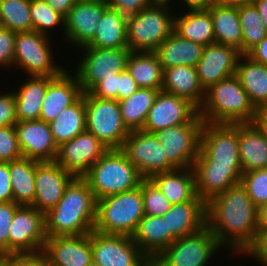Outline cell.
I'll use <instances>...</instances> for the list:
<instances>
[{
    "label": "cell",
    "mask_w": 267,
    "mask_h": 266,
    "mask_svg": "<svg viewBox=\"0 0 267 266\" xmlns=\"http://www.w3.org/2000/svg\"><path fill=\"white\" fill-rule=\"evenodd\" d=\"M173 32L183 39L207 46L215 43L213 20L206 10H186L174 16Z\"/></svg>",
    "instance_id": "obj_33"
},
{
    "label": "cell",
    "mask_w": 267,
    "mask_h": 266,
    "mask_svg": "<svg viewBox=\"0 0 267 266\" xmlns=\"http://www.w3.org/2000/svg\"><path fill=\"white\" fill-rule=\"evenodd\" d=\"M86 130L108 149H121L129 130L123 123L117 100L102 99L85 93Z\"/></svg>",
    "instance_id": "obj_9"
},
{
    "label": "cell",
    "mask_w": 267,
    "mask_h": 266,
    "mask_svg": "<svg viewBox=\"0 0 267 266\" xmlns=\"http://www.w3.org/2000/svg\"><path fill=\"white\" fill-rule=\"evenodd\" d=\"M15 202H0V256L9 255L10 225L16 209Z\"/></svg>",
    "instance_id": "obj_46"
},
{
    "label": "cell",
    "mask_w": 267,
    "mask_h": 266,
    "mask_svg": "<svg viewBox=\"0 0 267 266\" xmlns=\"http://www.w3.org/2000/svg\"><path fill=\"white\" fill-rule=\"evenodd\" d=\"M194 163H213V166L221 167H241L239 123L204 122L200 135V150Z\"/></svg>",
    "instance_id": "obj_7"
},
{
    "label": "cell",
    "mask_w": 267,
    "mask_h": 266,
    "mask_svg": "<svg viewBox=\"0 0 267 266\" xmlns=\"http://www.w3.org/2000/svg\"><path fill=\"white\" fill-rule=\"evenodd\" d=\"M54 77L29 76L13 91L16 103V117L18 121L39 120L42 100L47 90L48 83Z\"/></svg>",
    "instance_id": "obj_29"
},
{
    "label": "cell",
    "mask_w": 267,
    "mask_h": 266,
    "mask_svg": "<svg viewBox=\"0 0 267 266\" xmlns=\"http://www.w3.org/2000/svg\"><path fill=\"white\" fill-rule=\"evenodd\" d=\"M23 158L55 161L58 146L55 144L49 123L42 120L18 121L14 125Z\"/></svg>",
    "instance_id": "obj_21"
},
{
    "label": "cell",
    "mask_w": 267,
    "mask_h": 266,
    "mask_svg": "<svg viewBox=\"0 0 267 266\" xmlns=\"http://www.w3.org/2000/svg\"><path fill=\"white\" fill-rule=\"evenodd\" d=\"M22 157L14 126L0 127V162H11Z\"/></svg>",
    "instance_id": "obj_45"
},
{
    "label": "cell",
    "mask_w": 267,
    "mask_h": 266,
    "mask_svg": "<svg viewBox=\"0 0 267 266\" xmlns=\"http://www.w3.org/2000/svg\"><path fill=\"white\" fill-rule=\"evenodd\" d=\"M97 200L83 177H74L61 200L45 214V233L52 236L89 234L96 222Z\"/></svg>",
    "instance_id": "obj_2"
},
{
    "label": "cell",
    "mask_w": 267,
    "mask_h": 266,
    "mask_svg": "<svg viewBox=\"0 0 267 266\" xmlns=\"http://www.w3.org/2000/svg\"><path fill=\"white\" fill-rule=\"evenodd\" d=\"M108 7L117 10L125 15L138 13L150 6L149 0H105Z\"/></svg>",
    "instance_id": "obj_51"
},
{
    "label": "cell",
    "mask_w": 267,
    "mask_h": 266,
    "mask_svg": "<svg viewBox=\"0 0 267 266\" xmlns=\"http://www.w3.org/2000/svg\"><path fill=\"white\" fill-rule=\"evenodd\" d=\"M256 0H215L216 3L231 6L253 4Z\"/></svg>",
    "instance_id": "obj_61"
},
{
    "label": "cell",
    "mask_w": 267,
    "mask_h": 266,
    "mask_svg": "<svg viewBox=\"0 0 267 266\" xmlns=\"http://www.w3.org/2000/svg\"><path fill=\"white\" fill-rule=\"evenodd\" d=\"M235 75L256 109L267 106V65L241 55Z\"/></svg>",
    "instance_id": "obj_32"
},
{
    "label": "cell",
    "mask_w": 267,
    "mask_h": 266,
    "mask_svg": "<svg viewBox=\"0 0 267 266\" xmlns=\"http://www.w3.org/2000/svg\"><path fill=\"white\" fill-rule=\"evenodd\" d=\"M162 91L188 100L198 110L203 105L206 93L200 84L196 68L182 65L163 69Z\"/></svg>",
    "instance_id": "obj_27"
},
{
    "label": "cell",
    "mask_w": 267,
    "mask_h": 266,
    "mask_svg": "<svg viewBox=\"0 0 267 266\" xmlns=\"http://www.w3.org/2000/svg\"><path fill=\"white\" fill-rule=\"evenodd\" d=\"M73 178L56 161L39 162L35 175V200L31 206L46 214L61 200L66 186Z\"/></svg>",
    "instance_id": "obj_20"
},
{
    "label": "cell",
    "mask_w": 267,
    "mask_h": 266,
    "mask_svg": "<svg viewBox=\"0 0 267 266\" xmlns=\"http://www.w3.org/2000/svg\"><path fill=\"white\" fill-rule=\"evenodd\" d=\"M246 255L255 258L261 266H267V227L259 228L256 241Z\"/></svg>",
    "instance_id": "obj_50"
},
{
    "label": "cell",
    "mask_w": 267,
    "mask_h": 266,
    "mask_svg": "<svg viewBox=\"0 0 267 266\" xmlns=\"http://www.w3.org/2000/svg\"><path fill=\"white\" fill-rule=\"evenodd\" d=\"M199 110L188 100L159 91L142 131L155 133L168 127L189 123Z\"/></svg>",
    "instance_id": "obj_18"
},
{
    "label": "cell",
    "mask_w": 267,
    "mask_h": 266,
    "mask_svg": "<svg viewBox=\"0 0 267 266\" xmlns=\"http://www.w3.org/2000/svg\"><path fill=\"white\" fill-rule=\"evenodd\" d=\"M254 122L261 129L267 139V106L257 109Z\"/></svg>",
    "instance_id": "obj_58"
},
{
    "label": "cell",
    "mask_w": 267,
    "mask_h": 266,
    "mask_svg": "<svg viewBox=\"0 0 267 266\" xmlns=\"http://www.w3.org/2000/svg\"><path fill=\"white\" fill-rule=\"evenodd\" d=\"M39 162L23 157L9 162L13 202L16 204L31 206L34 203L36 166Z\"/></svg>",
    "instance_id": "obj_37"
},
{
    "label": "cell",
    "mask_w": 267,
    "mask_h": 266,
    "mask_svg": "<svg viewBox=\"0 0 267 266\" xmlns=\"http://www.w3.org/2000/svg\"><path fill=\"white\" fill-rule=\"evenodd\" d=\"M163 217L167 218L168 231L181 238L206 226V203L196 195L191 201L172 204Z\"/></svg>",
    "instance_id": "obj_26"
},
{
    "label": "cell",
    "mask_w": 267,
    "mask_h": 266,
    "mask_svg": "<svg viewBox=\"0 0 267 266\" xmlns=\"http://www.w3.org/2000/svg\"><path fill=\"white\" fill-rule=\"evenodd\" d=\"M107 8L105 0H78L64 17L65 42L76 48L86 46L93 39Z\"/></svg>",
    "instance_id": "obj_17"
},
{
    "label": "cell",
    "mask_w": 267,
    "mask_h": 266,
    "mask_svg": "<svg viewBox=\"0 0 267 266\" xmlns=\"http://www.w3.org/2000/svg\"><path fill=\"white\" fill-rule=\"evenodd\" d=\"M30 16L33 31L49 36L54 27L64 29V16L53 10L45 0H30ZM59 25V26H58ZM61 25V26H60Z\"/></svg>",
    "instance_id": "obj_42"
},
{
    "label": "cell",
    "mask_w": 267,
    "mask_h": 266,
    "mask_svg": "<svg viewBox=\"0 0 267 266\" xmlns=\"http://www.w3.org/2000/svg\"><path fill=\"white\" fill-rule=\"evenodd\" d=\"M267 29V0H256L254 3Z\"/></svg>",
    "instance_id": "obj_59"
},
{
    "label": "cell",
    "mask_w": 267,
    "mask_h": 266,
    "mask_svg": "<svg viewBox=\"0 0 267 266\" xmlns=\"http://www.w3.org/2000/svg\"><path fill=\"white\" fill-rule=\"evenodd\" d=\"M151 5L170 7L172 0H149Z\"/></svg>",
    "instance_id": "obj_63"
},
{
    "label": "cell",
    "mask_w": 267,
    "mask_h": 266,
    "mask_svg": "<svg viewBox=\"0 0 267 266\" xmlns=\"http://www.w3.org/2000/svg\"><path fill=\"white\" fill-rule=\"evenodd\" d=\"M17 32L10 29H0V68L13 66L14 44Z\"/></svg>",
    "instance_id": "obj_47"
},
{
    "label": "cell",
    "mask_w": 267,
    "mask_h": 266,
    "mask_svg": "<svg viewBox=\"0 0 267 266\" xmlns=\"http://www.w3.org/2000/svg\"><path fill=\"white\" fill-rule=\"evenodd\" d=\"M131 237L151 262L177 239L168 231L167 218L151 215H144Z\"/></svg>",
    "instance_id": "obj_25"
},
{
    "label": "cell",
    "mask_w": 267,
    "mask_h": 266,
    "mask_svg": "<svg viewBox=\"0 0 267 266\" xmlns=\"http://www.w3.org/2000/svg\"><path fill=\"white\" fill-rule=\"evenodd\" d=\"M204 121L199 113L184 125L158 130L154 133L176 169L193 167L200 150V135Z\"/></svg>",
    "instance_id": "obj_12"
},
{
    "label": "cell",
    "mask_w": 267,
    "mask_h": 266,
    "mask_svg": "<svg viewBox=\"0 0 267 266\" xmlns=\"http://www.w3.org/2000/svg\"><path fill=\"white\" fill-rule=\"evenodd\" d=\"M42 253L50 266H88L93 261L90 233L47 237Z\"/></svg>",
    "instance_id": "obj_22"
},
{
    "label": "cell",
    "mask_w": 267,
    "mask_h": 266,
    "mask_svg": "<svg viewBox=\"0 0 267 266\" xmlns=\"http://www.w3.org/2000/svg\"><path fill=\"white\" fill-rule=\"evenodd\" d=\"M139 88L127 70L119 72L118 101L131 96Z\"/></svg>",
    "instance_id": "obj_53"
},
{
    "label": "cell",
    "mask_w": 267,
    "mask_h": 266,
    "mask_svg": "<svg viewBox=\"0 0 267 266\" xmlns=\"http://www.w3.org/2000/svg\"><path fill=\"white\" fill-rule=\"evenodd\" d=\"M69 73L71 71L65 70L48 83L39 120L46 123L52 122L62 110L74 104L82 96L83 92L77 75L74 72Z\"/></svg>",
    "instance_id": "obj_23"
},
{
    "label": "cell",
    "mask_w": 267,
    "mask_h": 266,
    "mask_svg": "<svg viewBox=\"0 0 267 266\" xmlns=\"http://www.w3.org/2000/svg\"><path fill=\"white\" fill-rule=\"evenodd\" d=\"M222 248L209 227L177 238L156 259L152 266H207Z\"/></svg>",
    "instance_id": "obj_10"
},
{
    "label": "cell",
    "mask_w": 267,
    "mask_h": 266,
    "mask_svg": "<svg viewBox=\"0 0 267 266\" xmlns=\"http://www.w3.org/2000/svg\"><path fill=\"white\" fill-rule=\"evenodd\" d=\"M0 20L3 28L14 32L33 31L30 0H0Z\"/></svg>",
    "instance_id": "obj_41"
},
{
    "label": "cell",
    "mask_w": 267,
    "mask_h": 266,
    "mask_svg": "<svg viewBox=\"0 0 267 266\" xmlns=\"http://www.w3.org/2000/svg\"><path fill=\"white\" fill-rule=\"evenodd\" d=\"M10 180L9 162H0V202L13 201Z\"/></svg>",
    "instance_id": "obj_52"
},
{
    "label": "cell",
    "mask_w": 267,
    "mask_h": 266,
    "mask_svg": "<svg viewBox=\"0 0 267 266\" xmlns=\"http://www.w3.org/2000/svg\"><path fill=\"white\" fill-rule=\"evenodd\" d=\"M242 174L267 168V139L255 122L239 123Z\"/></svg>",
    "instance_id": "obj_28"
},
{
    "label": "cell",
    "mask_w": 267,
    "mask_h": 266,
    "mask_svg": "<svg viewBox=\"0 0 267 266\" xmlns=\"http://www.w3.org/2000/svg\"><path fill=\"white\" fill-rule=\"evenodd\" d=\"M171 7L150 5L138 13L127 16V45L130 51H150L167 39L174 29ZM173 14V15H172Z\"/></svg>",
    "instance_id": "obj_6"
},
{
    "label": "cell",
    "mask_w": 267,
    "mask_h": 266,
    "mask_svg": "<svg viewBox=\"0 0 267 266\" xmlns=\"http://www.w3.org/2000/svg\"><path fill=\"white\" fill-rule=\"evenodd\" d=\"M204 47L173 32L154 52L163 69L179 65L195 67L202 57Z\"/></svg>",
    "instance_id": "obj_30"
},
{
    "label": "cell",
    "mask_w": 267,
    "mask_h": 266,
    "mask_svg": "<svg viewBox=\"0 0 267 266\" xmlns=\"http://www.w3.org/2000/svg\"><path fill=\"white\" fill-rule=\"evenodd\" d=\"M241 55L231 46L218 43L205 46L202 57L195 66L202 88L206 91L220 80L235 75Z\"/></svg>",
    "instance_id": "obj_19"
},
{
    "label": "cell",
    "mask_w": 267,
    "mask_h": 266,
    "mask_svg": "<svg viewBox=\"0 0 267 266\" xmlns=\"http://www.w3.org/2000/svg\"><path fill=\"white\" fill-rule=\"evenodd\" d=\"M127 15L107 8L100 19L93 39L86 45L95 48H128Z\"/></svg>",
    "instance_id": "obj_35"
},
{
    "label": "cell",
    "mask_w": 267,
    "mask_h": 266,
    "mask_svg": "<svg viewBox=\"0 0 267 266\" xmlns=\"http://www.w3.org/2000/svg\"><path fill=\"white\" fill-rule=\"evenodd\" d=\"M258 227H267V203L258 208Z\"/></svg>",
    "instance_id": "obj_60"
},
{
    "label": "cell",
    "mask_w": 267,
    "mask_h": 266,
    "mask_svg": "<svg viewBox=\"0 0 267 266\" xmlns=\"http://www.w3.org/2000/svg\"><path fill=\"white\" fill-rule=\"evenodd\" d=\"M4 93L0 92V127L14 126L18 122L14 93Z\"/></svg>",
    "instance_id": "obj_48"
},
{
    "label": "cell",
    "mask_w": 267,
    "mask_h": 266,
    "mask_svg": "<svg viewBox=\"0 0 267 266\" xmlns=\"http://www.w3.org/2000/svg\"><path fill=\"white\" fill-rule=\"evenodd\" d=\"M150 179L171 204L188 202L196 196L193 167L158 173Z\"/></svg>",
    "instance_id": "obj_31"
},
{
    "label": "cell",
    "mask_w": 267,
    "mask_h": 266,
    "mask_svg": "<svg viewBox=\"0 0 267 266\" xmlns=\"http://www.w3.org/2000/svg\"><path fill=\"white\" fill-rule=\"evenodd\" d=\"M238 15L242 28V55H246L267 36V29L254 4L238 6Z\"/></svg>",
    "instance_id": "obj_40"
},
{
    "label": "cell",
    "mask_w": 267,
    "mask_h": 266,
    "mask_svg": "<svg viewBox=\"0 0 267 266\" xmlns=\"http://www.w3.org/2000/svg\"><path fill=\"white\" fill-rule=\"evenodd\" d=\"M88 266H102V265L97 264V263H95V262L92 261Z\"/></svg>",
    "instance_id": "obj_64"
},
{
    "label": "cell",
    "mask_w": 267,
    "mask_h": 266,
    "mask_svg": "<svg viewBox=\"0 0 267 266\" xmlns=\"http://www.w3.org/2000/svg\"><path fill=\"white\" fill-rule=\"evenodd\" d=\"M188 10H206L215 0H181Z\"/></svg>",
    "instance_id": "obj_57"
},
{
    "label": "cell",
    "mask_w": 267,
    "mask_h": 266,
    "mask_svg": "<svg viewBox=\"0 0 267 266\" xmlns=\"http://www.w3.org/2000/svg\"><path fill=\"white\" fill-rule=\"evenodd\" d=\"M119 89V73L114 74V77L102 78L89 93L102 99H111L118 101Z\"/></svg>",
    "instance_id": "obj_49"
},
{
    "label": "cell",
    "mask_w": 267,
    "mask_h": 266,
    "mask_svg": "<svg viewBox=\"0 0 267 266\" xmlns=\"http://www.w3.org/2000/svg\"><path fill=\"white\" fill-rule=\"evenodd\" d=\"M83 178L96 200L136 189L144 179L120 149H108Z\"/></svg>",
    "instance_id": "obj_4"
},
{
    "label": "cell",
    "mask_w": 267,
    "mask_h": 266,
    "mask_svg": "<svg viewBox=\"0 0 267 266\" xmlns=\"http://www.w3.org/2000/svg\"><path fill=\"white\" fill-rule=\"evenodd\" d=\"M246 55L255 62L267 65V36Z\"/></svg>",
    "instance_id": "obj_55"
},
{
    "label": "cell",
    "mask_w": 267,
    "mask_h": 266,
    "mask_svg": "<svg viewBox=\"0 0 267 266\" xmlns=\"http://www.w3.org/2000/svg\"><path fill=\"white\" fill-rule=\"evenodd\" d=\"M80 49L85 53L74 73L83 93L89 92L102 78L114 77V74L125 71L131 53L129 48L84 46Z\"/></svg>",
    "instance_id": "obj_11"
},
{
    "label": "cell",
    "mask_w": 267,
    "mask_h": 266,
    "mask_svg": "<svg viewBox=\"0 0 267 266\" xmlns=\"http://www.w3.org/2000/svg\"><path fill=\"white\" fill-rule=\"evenodd\" d=\"M17 266H50L49 260L41 252L37 254H16Z\"/></svg>",
    "instance_id": "obj_54"
},
{
    "label": "cell",
    "mask_w": 267,
    "mask_h": 266,
    "mask_svg": "<svg viewBox=\"0 0 267 266\" xmlns=\"http://www.w3.org/2000/svg\"><path fill=\"white\" fill-rule=\"evenodd\" d=\"M159 91L140 87L131 96L118 101L123 123L129 131L142 130Z\"/></svg>",
    "instance_id": "obj_39"
},
{
    "label": "cell",
    "mask_w": 267,
    "mask_h": 266,
    "mask_svg": "<svg viewBox=\"0 0 267 266\" xmlns=\"http://www.w3.org/2000/svg\"><path fill=\"white\" fill-rule=\"evenodd\" d=\"M240 183L244 186L252 203L257 208L267 203V168L256 169L242 174Z\"/></svg>",
    "instance_id": "obj_44"
},
{
    "label": "cell",
    "mask_w": 267,
    "mask_h": 266,
    "mask_svg": "<svg viewBox=\"0 0 267 266\" xmlns=\"http://www.w3.org/2000/svg\"><path fill=\"white\" fill-rule=\"evenodd\" d=\"M47 4L64 17L78 0H45Z\"/></svg>",
    "instance_id": "obj_56"
},
{
    "label": "cell",
    "mask_w": 267,
    "mask_h": 266,
    "mask_svg": "<svg viewBox=\"0 0 267 266\" xmlns=\"http://www.w3.org/2000/svg\"><path fill=\"white\" fill-rule=\"evenodd\" d=\"M46 238L45 214L33 206L20 205L10 225L9 255L41 253Z\"/></svg>",
    "instance_id": "obj_14"
},
{
    "label": "cell",
    "mask_w": 267,
    "mask_h": 266,
    "mask_svg": "<svg viewBox=\"0 0 267 266\" xmlns=\"http://www.w3.org/2000/svg\"><path fill=\"white\" fill-rule=\"evenodd\" d=\"M55 144L72 140L86 130L85 93L71 106L62 110L55 120L49 123Z\"/></svg>",
    "instance_id": "obj_38"
},
{
    "label": "cell",
    "mask_w": 267,
    "mask_h": 266,
    "mask_svg": "<svg viewBox=\"0 0 267 266\" xmlns=\"http://www.w3.org/2000/svg\"><path fill=\"white\" fill-rule=\"evenodd\" d=\"M107 150L94 134L85 130L58 147L55 161L74 177H83Z\"/></svg>",
    "instance_id": "obj_16"
},
{
    "label": "cell",
    "mask_w": 267,
    "mask_h": 266,
    "mask_svg": "<svg viewBox=\"0 0 267 266\" xmlns=\"http://www.w3.org/2000/svg\"><path fill=\"white\" fill-rule=\"evenodd\" d=\"M0 266H17L16 254L15 255H1Z\"/></svg>",
    "instance_id": "obj_62"
},
{
    "label": "cell",
    "mask_w": 267,
    "mask_h": 266,
    "mask_svg": "<svg viewBox=\"0 0 267 266\" xmlns=\"http://www.w3.org/2000/svg\"><path fill=\"white\" fill-rule=\"evenodd\" d=\"M144 215L140 184L136 189L97 200L94 230L103 234L132 236Z\"/></svg>",
    "instance_id": "obj_5"
},
{
    "label": "cell",
    "mask_w": 267,
    "mask_h": 266,
    "mask_svg": "<svg viewBox=\"0 0 267 266\" xmlns=\"http://www.w3.org/2000/svg\"><path fill=\"white\" fill-rule=\"evenodd\" d=\"M50 37L51 35L47 36L36 31L17 32L13 67L16 65L28 76L61 75L66 69L54 61Z\"/></svg>",
    "instance_id": "obj_8"
},
{
    "label": "cell",
    "mask_w": 267,
    "mask_h": 266,
    "mask_svg": "<svg viewBox=\"0 0 267 266\" xmlns=\"http://www.w3.org/2000/svg\"><path fill=\"white\" fill-rule=\"evenodd\" d=\"M93 262L102 266H152L131 236L90 232Z\"/></svg>",
    "instance_id": "obj_15"
},
{
    "label": "cell",
    "mask_w": 267,
    "mask_h": 266,
    "mask_svg": "<svg viewBox=\"0 0 267 266\" xmlns=\"http://www.w3.org/2000/svg\"><path fill=\"white\" fill-rule=\"evenodd\" d=\"M141 190L145 215L163 216L171 208L172 204L150 178L141 181Z\"/></svg>",
    "instance_id": "obj_43"
},
{
    "label": "cell",
    "mask_w": 267,
    "mask_h": 266,
    "mask_svg": "<svg viewBox=\"0 0 267 266\" xmlns=\"http://www.w3.org/2000/svg\"><path fill=\"white\" fill-rule=\"evenodd\" d=\"M196 195L205 203L240 183L242 167L213 166V163H194Z\"/></svg>",
    "instance_id": "obj_24"
},
{
    "label": "cell",
    "mask_w": 267,
    "mask_h": 266,
    "mask_svg": "<svg viewBox=\"0 0 267 266\" xmlns=\"http://www.w3.org/2000/svg\"><path fill=\"white\" fill-rule=\"evenodd\" d=\"M126 70L139 87L162 90L163 68L155 52L131 51Z\"/></svg>",
    "instance_id": "obj_36"
},
{
    "label": "cell",
    "mask_w": 267,
    "mask_h": 266,
    "mask_svg": "<svg viewBox=\"0 0 267 266\" xmlns=\"http://www.w3.org/2000/svg\"><path fill=\"white\" fill-rule=\"evenodd\" d=\"M120 150L143 178H151L155 174L176 169L168 161L154 133L142 130L130 131Z\"/></svg>",
    "instance_id": "obj_13"
},
{
    "label": "cell",
    "mask_w": 267,
    "mask_h": 266,
    "mask_svg": "<svg viewBox=\"0 0 267 266\" xmlns=\"http://www.w3.org/2000/svg\"><path fill=\"white\" fill-rule=\"evenodd\" d=\"M206 225L221 247L245 255L258 236V208L238 183L206 203Z\"/></svg>",
    "instance_id": "obj_1"
},
{
    "label": "cell",
    "mask_w": 267,
    "mask_h": 266,
    "mask_svg": "<svg viewBox=\"0 0 267 266\" xmlns=\"http://www.w3.org/2000/svg\"><path fill=\"white\" fill-rule=\"evenodd\" d=\"M207 10L213 20L215 43L234 47L242 54V28L238 6L214 2Z\"/></svg>",
    "instance_id": "obj_34"
},
{
    "label": "cell",
    "mask_w": 267,
    "mask_h": 266,
    "mask_svg": "<svg viewBox=\"0 0 267 266\" xmlns=\"http://www.w3.org/2000/svg\"><path fill=\"white\" fill-rule=\"evenodd\" d=\"M257 109L236 75L220 80L206 90L199 116L208 123L254 122Z\"/></svg>",
    "instance_id": "obj_3"
}]
</instances>
